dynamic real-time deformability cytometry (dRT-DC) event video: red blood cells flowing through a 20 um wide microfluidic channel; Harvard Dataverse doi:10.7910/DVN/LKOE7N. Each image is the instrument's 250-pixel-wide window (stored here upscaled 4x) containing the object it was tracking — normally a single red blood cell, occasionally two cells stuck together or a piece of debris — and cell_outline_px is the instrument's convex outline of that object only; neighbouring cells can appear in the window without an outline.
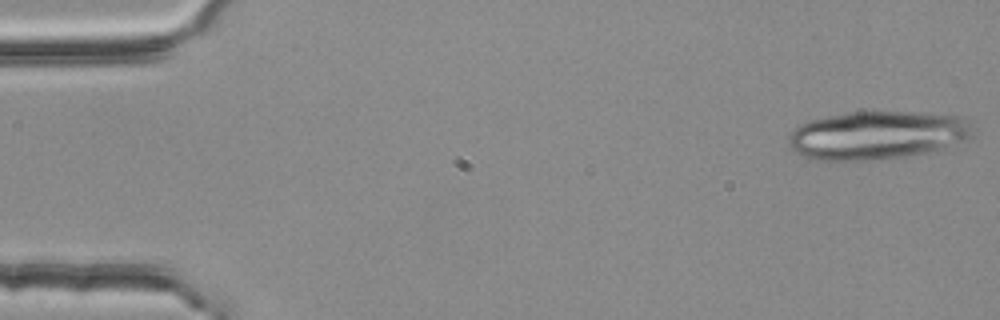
{"species": "common noctule bat (a hibernating species)", "species_latin": "Nyctalus noctula", "temperature_condition": "room temperature", "stored_images_in_passage": 19, "camera_frame_rate_fps": 3000, "um_per_image_px": 0.085, "animal": {"sex": "female", "body_mass_g": 25.1}, "frame": {"image": 1, "passage_image": 1, "time_ms": 0.0, "image_size_px": [1000, 320], "cell_outline_px": [[972, 136], [964, 140], [936, 152], [912, 156], [880, 160], [816, 160], [804, 156], [796, 152], [788, 144], [788, 136], [800, 124], [808, 120], [828, 116], [852, 112], [924, 112], [956, 116], [964, 120], [972, 128]], "centroid_in_image_um": [74.57, 11.51], "position_along_channel_um": 10.4, "area_um2": 52.14}}